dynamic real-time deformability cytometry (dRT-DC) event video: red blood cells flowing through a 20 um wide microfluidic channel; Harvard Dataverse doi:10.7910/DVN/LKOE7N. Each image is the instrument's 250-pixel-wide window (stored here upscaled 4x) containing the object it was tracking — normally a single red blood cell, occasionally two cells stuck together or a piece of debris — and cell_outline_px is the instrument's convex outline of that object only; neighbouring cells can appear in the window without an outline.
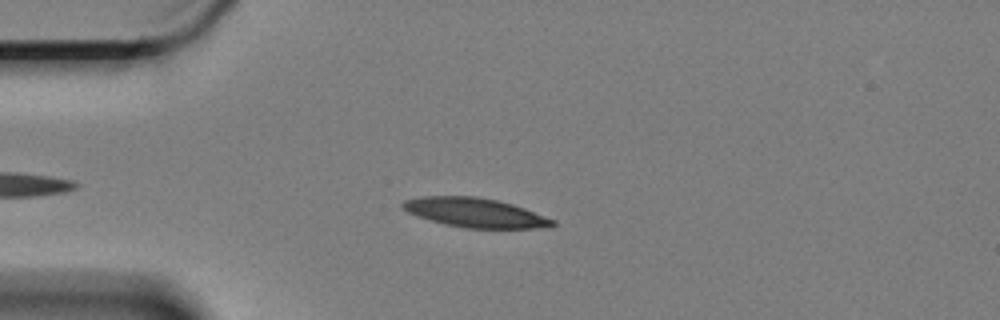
{"species": "Egyptian fruit bat (a non-hibernating species)", "species_latin": "Rousettus aegyptiacus", "temperature_condition": "cold", "stored_images_in_passage": 24, "camera_frame_rate_fps": 3000, "um_per_image_px": 0.085, "animal": {"sex": "female"}, "frame": {"image": 1, "passage_image": 2, "time_ms": 0.333, "image_size_px": [1000, 320], "cell_outline_px": [[556, 224], [548, 228], [464, 228], [444, 224], [416, 216], [408, 212], [400, 204], [404, 200], [424, 196], [476, 196], [496, 200], [512, 204], [524, 208], [556, 220]], "centroid_in_image_um": [40.4, 18.08], "position_along_channel_um": 44.6, "area_um2": 25.61}}
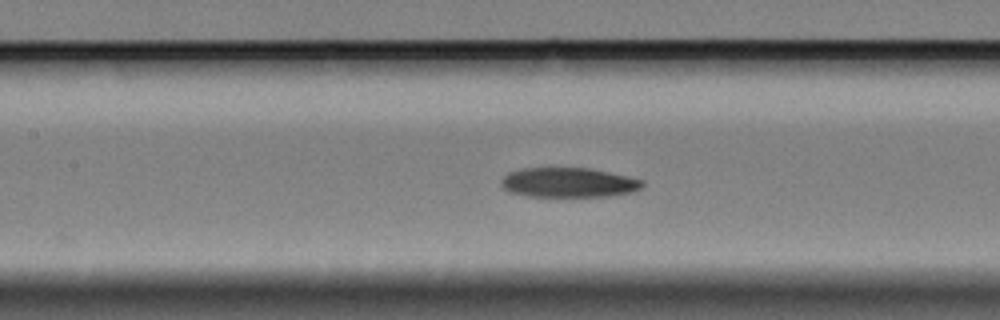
{"frame": {"image": 2, "passage_image": 14, "time_ms": 4.333, "image_size_px": [1000, 320], "cell_outline_px": [[644, 184], [640, 188], [632, 192], [608, 196], [528, 196], [508, 192], [500, 184], [500, 180], [508, 172], [520, 168], [588, 168], [608, 172], [644, 180]], "centroid_in_image_um": [48.28, 15.51], "position_along_channel_um": 159.1, "area_um2": 24.39}}
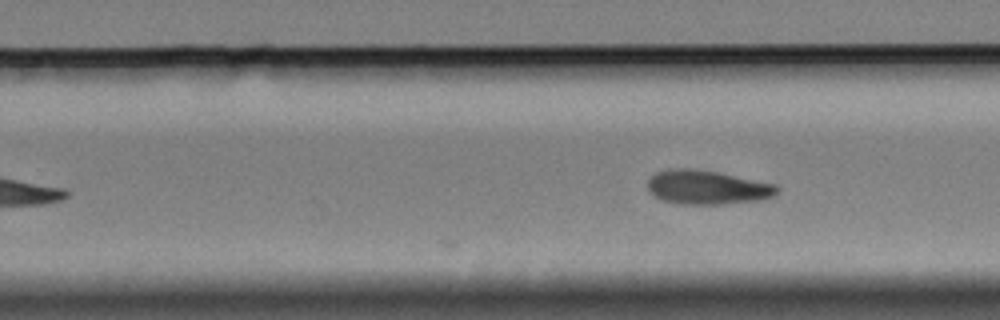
{"frame": {"image": 3, "passage_image": 24, "time_ms": 7.667, "image_size_px": [1000, 320], "cell_outline_px": [[780, 188], [772, 196], [764, 200], [724, 204], [680, 204], [660, 200], [648, 192], [648, 180], [656, 172], [668, 168], [688, 168], [716, 172], [776, 184]], "centroid_in_image_um": [60.08, 15.93], "position_along_channel_um": 269.7, "area_um2": 25.84}}